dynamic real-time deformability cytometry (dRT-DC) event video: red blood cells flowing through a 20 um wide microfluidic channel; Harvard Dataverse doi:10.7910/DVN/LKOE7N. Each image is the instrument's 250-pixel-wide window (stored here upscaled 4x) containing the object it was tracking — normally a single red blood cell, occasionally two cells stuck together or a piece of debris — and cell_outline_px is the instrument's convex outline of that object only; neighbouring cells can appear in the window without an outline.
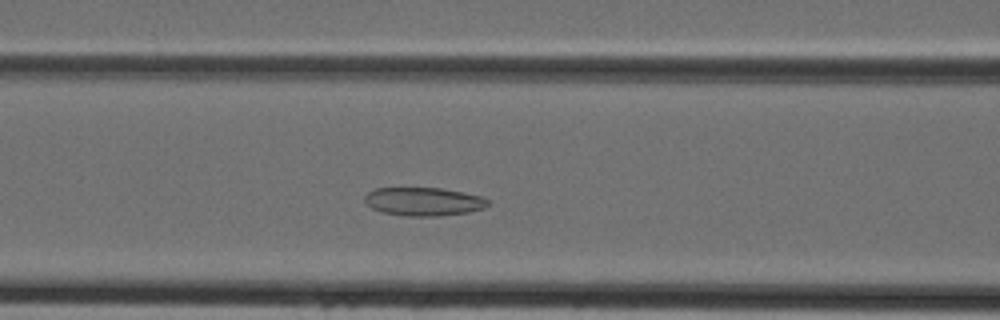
{"species": "Egyptian fruit bat (a non-hibernating species)", "species_latin": "Rousettus aegyptiacus", "temperature_condition": "cold", "stored_images_in_passage": 41, "camera_frame_rate_fps": 3000, "um_per_image_px": 0.085, "animal": {"sex": "female"}, "frame": {"image": 1, "passage_image": 14, "time_ms": 4.333, "image_size_px": [1000, 320], "cell_outline_px": [[492, 200], [484, 208], [468, 212], [440, 216], [404, 216], [380, 212], [372, 208], [364, 200], [364, 196], [368, 192], [376, 188], [440, 188], [464, 192], [484, 196]], "centroid_in_image_um": [36.04, 17.13], "position_along_channel_um": 130.6, "area_um2": 20.63}}
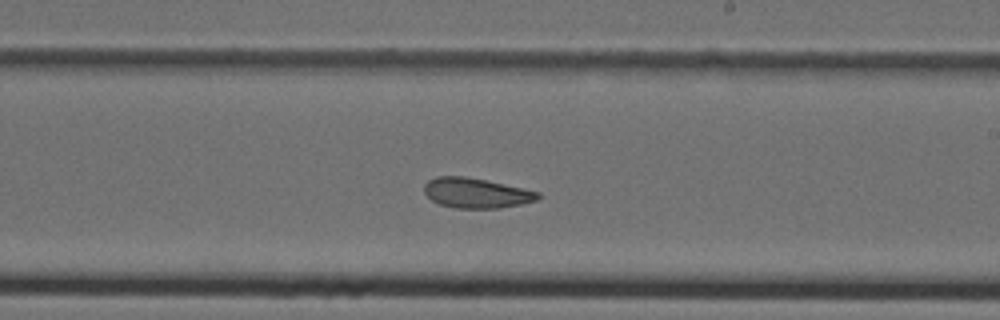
{"frame": {"image": 2, "passage_image": 22, "time_ms": 7.0, "image_size_px": [1000, 320], "cell_outline_px": [[540, 196], [536, 200], [520, 204], [500, 208], [456, 208], [440, 204], [432, 200], [424, 192], [424, 184], [428, 180], [436, 176], [464, 176], [524, 188], [540, 192]], "centroid_in_image_um": [40.46, 16.4], "position_along_channel_um": 248.5, "area_um2": 19.77}}
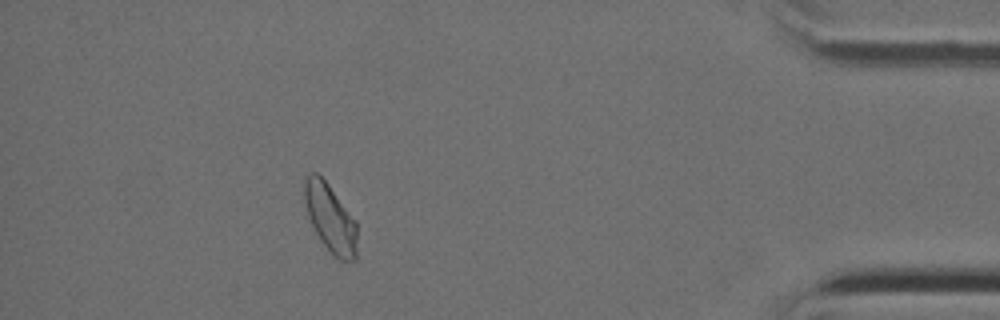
{"frame": {"image": 3, "passage_image": 36, "time_ms": 11.667, "image_size_px": [1000, 320], "cell_outline_px": [[356, 260], [340, 260], [320, 240], [312, 228], [308, 216], [304, 200], [304, 176], [312, 172], [316, 172], [328, 184], [356, 220]], "centroid_in_image_um": [28.05, 18.51], "position_along_channel_um": 407.1, "area_um2": 20.81}}